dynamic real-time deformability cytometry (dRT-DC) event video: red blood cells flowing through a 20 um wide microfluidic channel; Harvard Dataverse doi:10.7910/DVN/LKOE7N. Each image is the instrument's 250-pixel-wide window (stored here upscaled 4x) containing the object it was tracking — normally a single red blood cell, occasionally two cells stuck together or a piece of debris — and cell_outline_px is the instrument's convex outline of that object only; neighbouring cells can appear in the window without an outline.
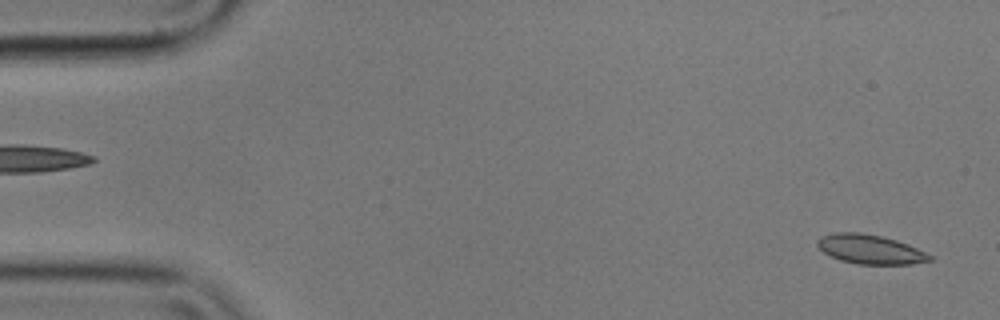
{"species": "common noctule bat (a hibernating species)", "species_latin": "Nyctalus noctula", "temperature_condition": "cold", "stored_images_in_passage": 56, "camera_frame_rate_fps": 3000, "um_per_image_px": 0.085, "animal": {"sex": "male", "body_mass_g": 17.9}, "frame": {"image": 1, "passage_image": 2, "time_ms": 0.333, "image_size_px": [1000, 320], "cell_outline_px": [[932, 260], [912, 264], [856, 264], [840, 260], [824, 252], [816, 244], [816, 240], [820, 236], [836, 232], [860, 232], [880, 236], [896, 240], [908, 244], [932, 256]], "centroid_in_image_um": [73.94, 21.18], "position_along_channel_um": 11.1, "area_um2": 19.07}}
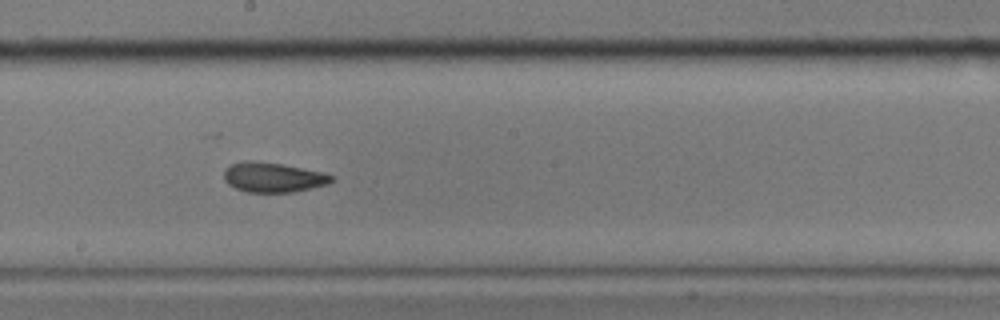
{"frame": {"image": 2, "passage_image": 30, "time_ms": 9.667, "image_size_px": [1000, 320], "cell_outline_px": [[336, 180], [328, 184], [292, 192], [248, 192], [236, 188], [228, 184], [224, 180], [224, 168], [232, 164], [244, 160], [252, 160], [284, 164], [324, 172], [336, 176]], "centroid_in_image_um": [23.25, 15.06], "position_along_channel_um": 225.0, "area_um2": 18.96}}
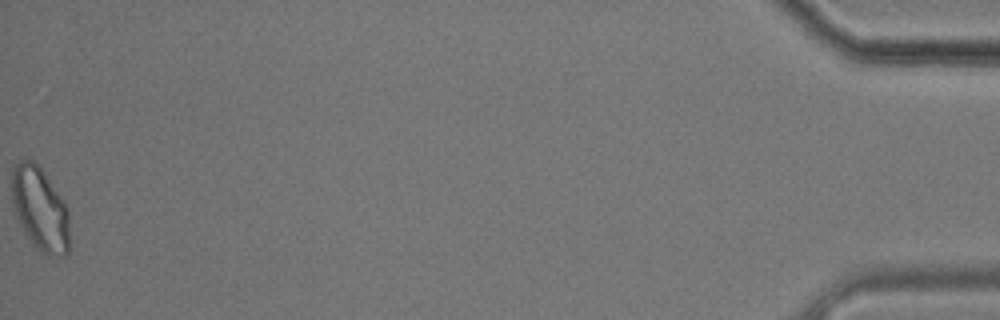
{"frame": {"image": 3, "passage_image": 56, "time_ms": 18.333, "image_size_px": [1000, 320], "cell_outline_px": [[68, 252], [64, 256], [48, 256], [32, 244], [24, 232], [16, 216], [12, 204], [12, 164], [20, 160], [32, 160], [44, 172], [68, 208]], "centroid_in_image_um": [3.38, 17.76], "position_along_channel_um": 431.8, "area_um2": 28.03}, "authors_computed_cell_mechanics": {"area_um2": 19.3052, "velocity_mm_per_s": 3.5311, "shape_relaxation_time_tau1_ms": 7.3203, "shape_relaxation_time_tau2_ms": 1.9062, "deformation_change_tau1": 0.1127, "deformation_change_tau2": 0.0552}}